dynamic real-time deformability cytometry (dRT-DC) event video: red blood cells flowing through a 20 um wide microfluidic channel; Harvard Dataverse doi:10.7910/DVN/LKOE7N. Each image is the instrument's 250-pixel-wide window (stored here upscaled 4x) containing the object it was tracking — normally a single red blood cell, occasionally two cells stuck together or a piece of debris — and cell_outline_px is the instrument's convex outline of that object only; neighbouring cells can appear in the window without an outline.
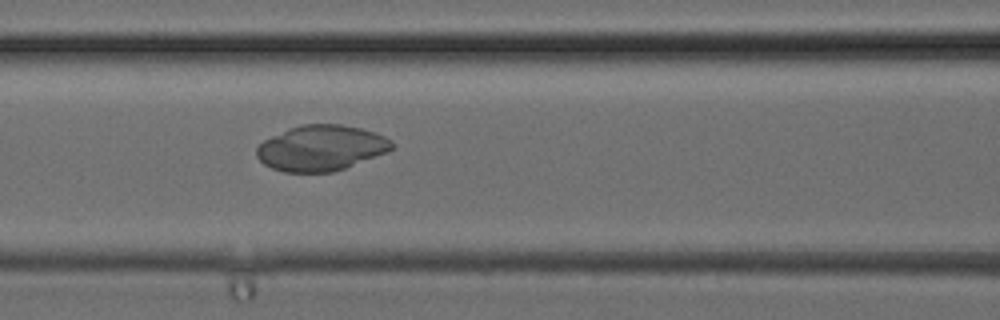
{"species": "common noctule bat (a hibernating species)", "species_latin": "Nyctalus noctula", "temperature_condition": "cold", "stored_images_in_passage": 5, "camera_frame_rate_fps": 3000, "um_per_image_px": 0.085, "animal": {"sex": "female", "body_mass_g": 24.6, "forearm_length_mm": 56.2}, "frame": {"image": 1, "passage_image": 5, "time_ms": 1.333, "image_size_px": [1000, 320], "cell_outline_px": [[392, 148], [388, 152], [344, 168], [332, 172], [284, 172], [272, 168], [264, 164], [256, 156], [256, 148], [264, 140], [288, 128], [300, 124], [340, 124], [360, 128], [376, 132], [392, 140]], "centroid_in_image_um": [27.28, 12.57], "position_along_channel_um": 139.3, "area_um2": 35.89}}